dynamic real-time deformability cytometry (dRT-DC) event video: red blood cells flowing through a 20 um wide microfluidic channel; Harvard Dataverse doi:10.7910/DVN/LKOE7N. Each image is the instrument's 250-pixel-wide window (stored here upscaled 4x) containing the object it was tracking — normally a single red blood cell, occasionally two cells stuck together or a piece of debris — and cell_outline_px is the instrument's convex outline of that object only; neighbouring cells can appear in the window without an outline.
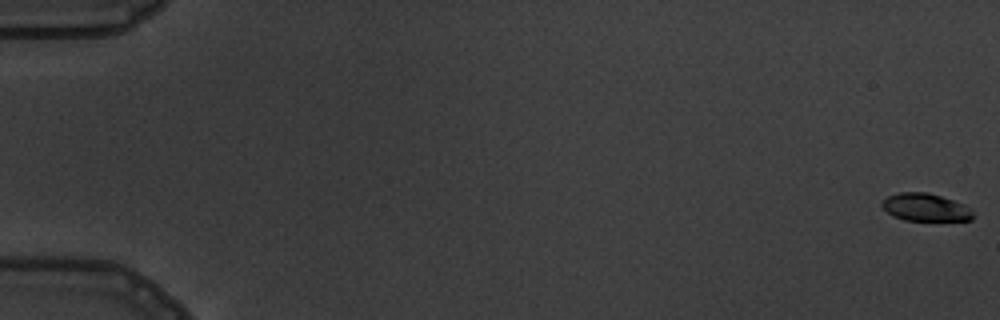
{"species": "common noctule bat (a hibernating species)", "species_latin": "Nyctalus noctula", "temperature_condition": "warm", "stored_images_in_passage": 6, "camera_frame_rate_fps": 3000, "um_per_image_px": 0.085, "animal": {"sex": "male", "body_mass_g": 19.5, "forearm_length_mm": 54.6}, "frame": {"image": 1, "passage_image": 1, "time_ms": 0.0, "image_size_px": [1000, 320], "cell_outline_px": [[976, 216], [972, 220], [904, 220], [892, 216], [880, 204], [888, 196], [900, 192], [928, 192], [964, 204]], "centroid_in_image_um": [78.67, 17.62], "position_along_channel_um": 6.3, "area_um2": 14.57}}
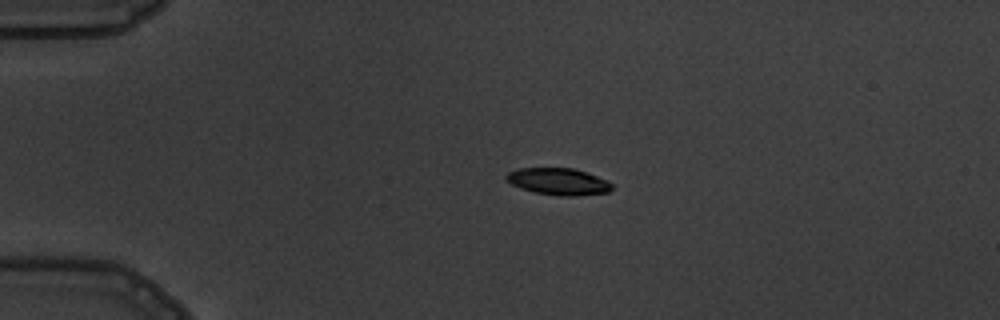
{"frame": {"image": 2, "passage_image": 5, "time_ms": 4.333, "image_size_px": [1000, 320], "cell_outline_px": [[612, 188], [608, 192], [576, 196], [560, 196], [536, 192], [520, 188], [504, 180], [504, 176], [508, 172], [520, 168], [572, 168], [608, 180], [612, 184]], "centroid_in_image_um": [47.43, 15.43], "position_along_channel_um": 37.6, "area_um2": 16.47}}